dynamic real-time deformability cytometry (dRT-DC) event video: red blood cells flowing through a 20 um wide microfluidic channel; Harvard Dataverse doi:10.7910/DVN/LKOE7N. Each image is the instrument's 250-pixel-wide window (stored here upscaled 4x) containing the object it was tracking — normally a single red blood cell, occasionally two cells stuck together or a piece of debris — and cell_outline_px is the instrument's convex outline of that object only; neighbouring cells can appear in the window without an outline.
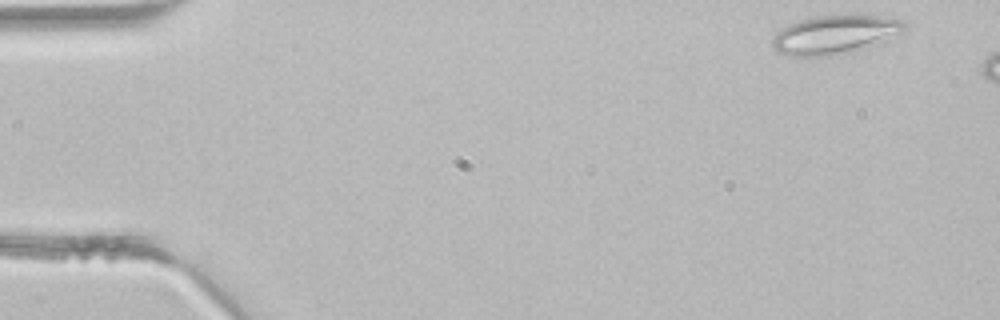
{"species": "common noctule bat (a hibernating species)", "species_latin": "Nyctalus noctula", "temperature_condition": "room temperature", "stored_images_in_passage": 3, "camera_frame_rate_fps": 3000, "um_per_image_px": 0.085, "animal": {"sex": "male", "body_mass_g": 21.5, "forearm_length_mm": 52.0}, "frame": {"image": 1, "passage_image": 1, "time_ms": 0.0, "image_size_px": [1000, 320], "cell_outline_px": [[908, 24], [900, 32], [884, 40], [872, 44], [828, 56], [792, 56], [776, 52], [772, 48], [772, 40], [776, 32], [792, 24], [804, 20], [820, 16], [880, 16], [904, 20]], "centroid_in_image_um": [70.91, 2.95], "position_along_channel_um": 14.1, "area_um2": 28.61}}